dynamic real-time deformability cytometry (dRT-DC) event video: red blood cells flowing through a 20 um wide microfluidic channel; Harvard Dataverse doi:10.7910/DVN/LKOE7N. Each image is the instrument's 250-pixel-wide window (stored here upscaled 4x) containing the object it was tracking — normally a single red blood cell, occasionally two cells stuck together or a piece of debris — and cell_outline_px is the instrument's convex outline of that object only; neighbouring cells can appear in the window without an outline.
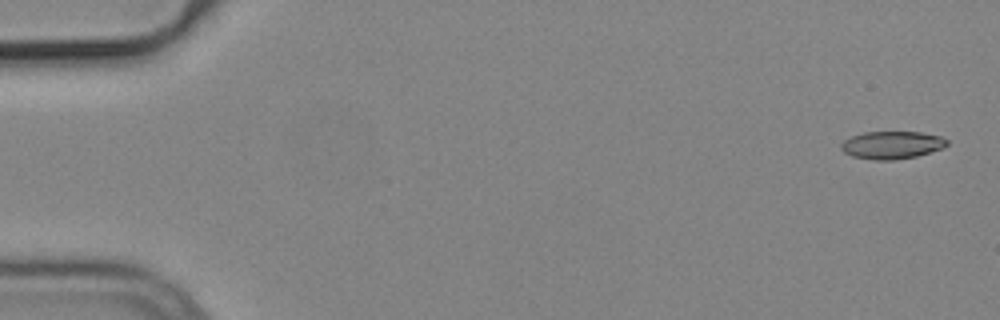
{"species": "common noctule bat (a hibernating species)", "species_latin": "Nyctalus noctula", "temperature_condition": "cold", "stored_images_in_passage": 3, "camera_frame_rate_fps": 3000, "um_per_image_px": 0.085, "animal": {"sex": "male", "body_mass_g": 19.2, "forearm_length_mm": 51.8}, "frame": {"image": 1, "passage_image": 1, "time_ms": 0.0, "image_size_px": [1000, 320], "cell_outline_px": [[948, 144], [944, 148], [916, 156], [892, 160], [876, 160], [852, 156], [844, 152], [840, 148], [840, 144], [844, 140], [852, 136], [864, 132], [920, 132], [940, 136], [948, 140]], "centroid_in_image_um": [75.81, 12.32], "position_along_channel_um": 9.2, "area_um2": 17.05}}